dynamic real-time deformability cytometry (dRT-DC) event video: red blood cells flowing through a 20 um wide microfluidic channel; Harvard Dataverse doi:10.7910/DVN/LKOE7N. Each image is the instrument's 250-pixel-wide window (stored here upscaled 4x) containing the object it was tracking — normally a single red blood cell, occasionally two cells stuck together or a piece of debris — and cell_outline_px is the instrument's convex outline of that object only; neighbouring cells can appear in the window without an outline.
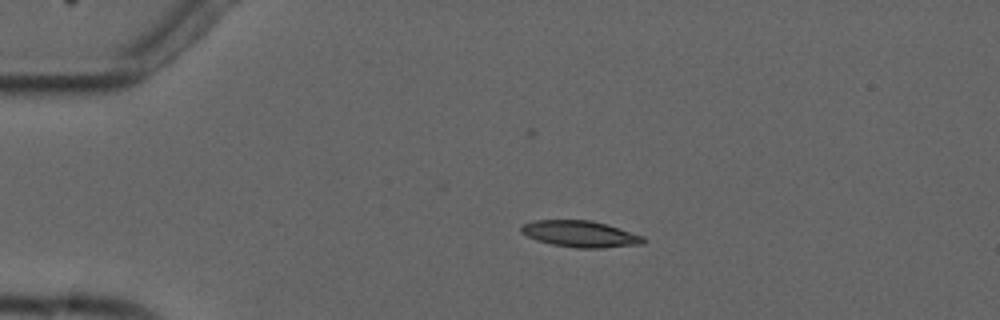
{"species": "common noctule bat (a hibernating species)", "species_latin": "Nyctalus noctula", "temperature_condition": "cold", "stored_images_in_passage": 5, "camera_frame_rate_fps": 3000, "um_per_image_px": 0.085, "animal": {"sex": "male", "forearm_length_mm": 52.5}, "frame": {"image": 1, "passage_image": 4, "time_ms": 4.667, "image_size_px": [1000, 320], "cell_outline_px": [[648, 240], [644, 244], [604, 248], [576, 248], [552, 244], [536, 240], [520, 232], [520, 228], [524, 224], [532, 220], [592, 220], [608, 224], [644, 236]], "centroid_in_image_um": [49.37, 19.88], "position_along_channel_um": 35.6, "area_um2": 19.07}}